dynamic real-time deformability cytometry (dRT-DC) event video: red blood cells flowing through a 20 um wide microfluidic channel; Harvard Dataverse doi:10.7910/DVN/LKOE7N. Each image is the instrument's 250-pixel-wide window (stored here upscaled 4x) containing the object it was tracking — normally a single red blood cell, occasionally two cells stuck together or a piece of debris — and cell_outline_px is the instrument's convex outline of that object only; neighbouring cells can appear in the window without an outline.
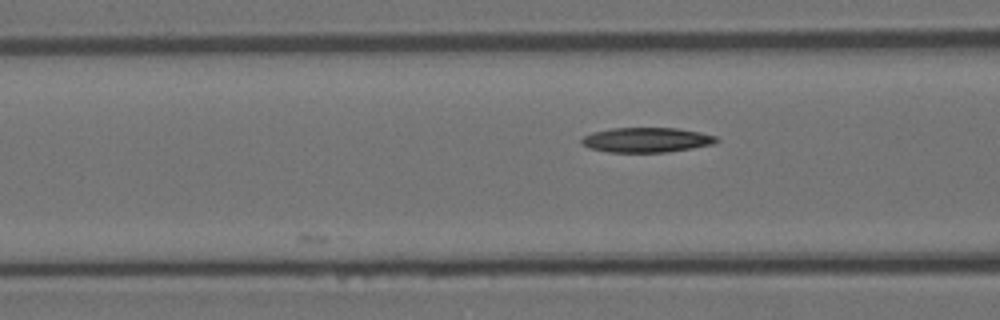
{"species": "Egyptian fruit bat (a non-hibernating species)", "species_latin": "Rousettus aegyptiacus", "temperature_condition": "room temperature", "stored_images_in_passage": 4, "camera_frame_rate_fps": 3000, "um_per_image_px": 0.085, "animal": {"sex": "female"}, "frame": {"image": 1, "passage_image": 4, "time_ms": 1.0, "image_size_px": [1000, 320], "cell_outline_px": [[720, 140], [712, 144], [692, 148], [668, 152], [608, 152], [588, 148], [580, 140], [584, 136], [592, 132], [612, 128], [676, 128], [700, 132], [716, 136]], "centroid_in_image_um": [54.95, 11.89], "position_along_channel_um": 111.6, "area_um2": 19.48}}